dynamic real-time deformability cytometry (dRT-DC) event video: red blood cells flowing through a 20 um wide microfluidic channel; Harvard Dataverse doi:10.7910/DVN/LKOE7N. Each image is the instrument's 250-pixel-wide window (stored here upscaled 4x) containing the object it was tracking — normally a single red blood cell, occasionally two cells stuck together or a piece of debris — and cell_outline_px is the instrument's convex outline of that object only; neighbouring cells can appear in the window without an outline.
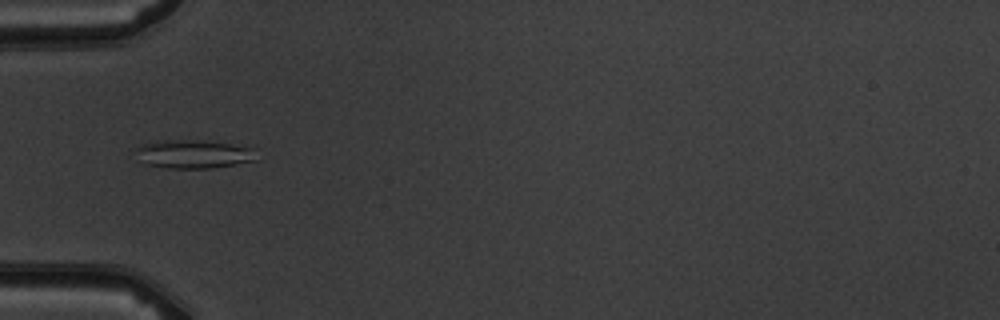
{"species": "common noctule bat (a hibernating species)", "species_latin": "Nyctalus noctula", "temperature_condition": "warm", "stored_images_in_passage": 3, "camera_frame_rate_fps": 3000, "um_per_image_px": 0.085, "animal": {"sex": "male", "body_mass_g": 19.5, "forearm_length_mm": 54.6}, "frame": {"image": 1, "passage_image": 3, "time_ms": 2.333, "image_size_px": [1000, 320], "cell_outline_px": [[256, 160], [236, 164], [212, 168], [168, 168], [148, 164], [140, 160], [136, 148], [140, 144], [156, 140], [204, 140], [232, 144], [256, 148]], "centroid_in_image_um": [16.48, 13.08], "position_along_channel_um": 68.5, "area_um2": 20.17}}